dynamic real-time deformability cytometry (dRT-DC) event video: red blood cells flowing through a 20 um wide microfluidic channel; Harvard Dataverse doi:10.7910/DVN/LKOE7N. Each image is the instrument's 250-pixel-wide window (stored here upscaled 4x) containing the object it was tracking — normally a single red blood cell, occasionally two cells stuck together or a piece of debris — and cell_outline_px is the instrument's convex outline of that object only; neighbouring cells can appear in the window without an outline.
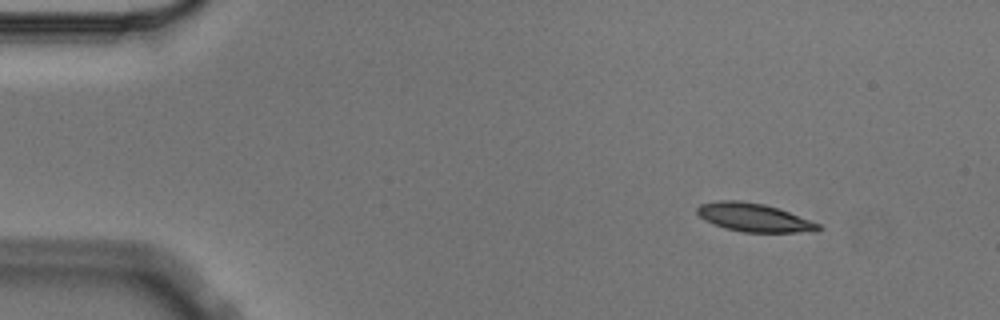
{"species": "Egyptian fruit bat (a non-hibernating species)", "species_latin": "Rousettus aegyptiacus", "temperature_condition": "cold", "stored_images_in_passage": 5, "segment_of_instrument_passage": [1, 2], "camera_frame_rate_fps": 3000, "um_per_image_px": 0.085, "animal": {"sex": "male"}, "frame": {"image": 1, "passage_image": 1, "time_ms": 0.0, "image_size_px": [1000, 320], "cell_outline_px": [[824, 228], [816, 232], [744, 232], [724, 228], [704, 220], [696, 212], [696, 208], [700, 204], [716, 200], [740, 200], [764, 204], [788, 212], [820, 224]], "centroid_in_image_um": [64.07, 18.49], "position_along_channel_um": 20.9, "area_um2": 20.06}}